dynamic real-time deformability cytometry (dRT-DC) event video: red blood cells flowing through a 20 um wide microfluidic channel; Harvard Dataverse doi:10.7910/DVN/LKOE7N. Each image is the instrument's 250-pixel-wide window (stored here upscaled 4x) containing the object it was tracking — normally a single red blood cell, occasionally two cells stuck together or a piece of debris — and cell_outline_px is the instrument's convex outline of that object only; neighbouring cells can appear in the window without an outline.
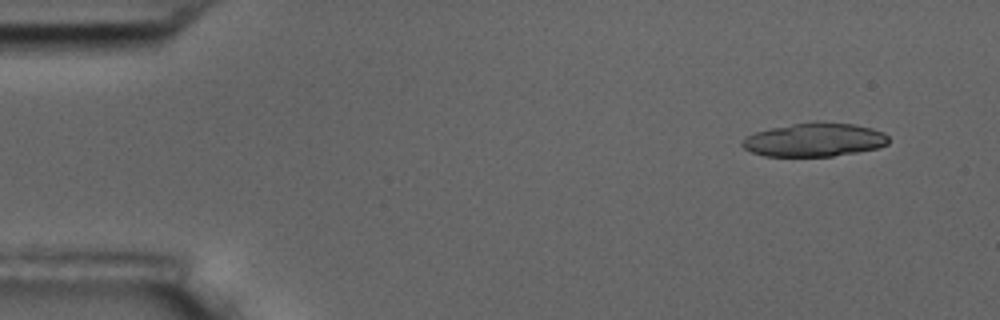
{"species": "common noctule bat (a hibernating species)", "species_latin": "Nyctalus noctula", "temperature_condition": "room temperature", "stored_images_in_passage": 10, "camera_frame_rate_fps": 3000, "um_per_image_px": 0.085, "animal": {"sex": "male", "body_mass_g": 17.5, "forearm_length_mm": 52.3}, "frame": {"image": 1, "passage_image": 1, "time_ms": 0.0, "image_size_px": [1000, 320], "cell_outline_px": [[888, 144], [876, 148], [856, 152], [832, 156], [764, 156], [752, 152], [744, 148], [740, 144], [748, 136], [756, 132], [772, 128], [792, 124], [816, 120], [852, 124], [872, 128], [884, 132], [888, 136]], "centroid_in_image_um": [69.25, 11.87], "position_along_channel_um": 15.8, "area_um2": 28.61}}
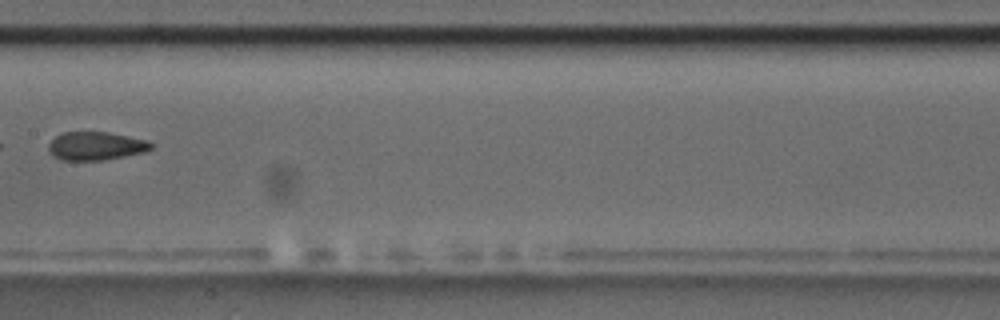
{"frame": {"image": 2, "passage_image": 8, "time_ms": 8.333, "image_size_px": [1000, 320], "cell_outline_px": [[152, 148], [144, 152], [104, 160], [60, 160], [48, 148], [48, 144], [60, 132], [108, 132], [148, 140], [152, 144]], "centroid_in_image_um": [8.16, 12.4], "position_along_channel_um": 199.2, "area_um2": 16.82}}
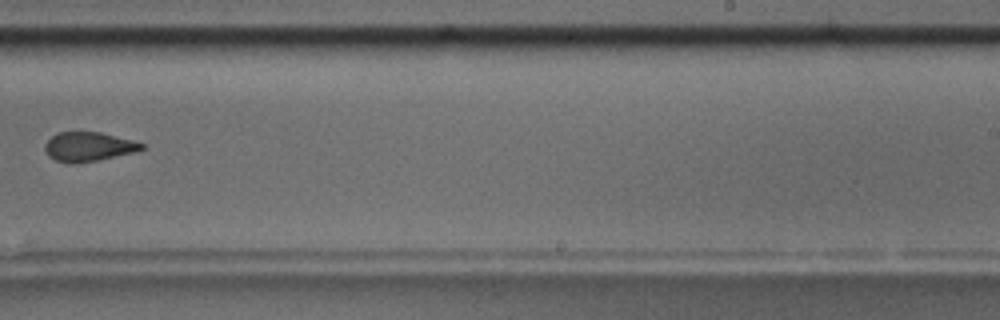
{"frame": {"image": 3, "passage_image": 10, "time_ms": 10.667, "image_size_px": [1000, 320], "cell_outline_px": [[144, 148], [136, 152], [100, 160], [76, 164], [68, 164], [56, 160], [48, 156], [44, 152], [44, 144], [56, 132], [100, 132], [132, 140], [144, 144]], "centroid_in_image_um": [7.49, 12.49], "position_along_channel_um": 281.5, "area_um2": 16.76}}